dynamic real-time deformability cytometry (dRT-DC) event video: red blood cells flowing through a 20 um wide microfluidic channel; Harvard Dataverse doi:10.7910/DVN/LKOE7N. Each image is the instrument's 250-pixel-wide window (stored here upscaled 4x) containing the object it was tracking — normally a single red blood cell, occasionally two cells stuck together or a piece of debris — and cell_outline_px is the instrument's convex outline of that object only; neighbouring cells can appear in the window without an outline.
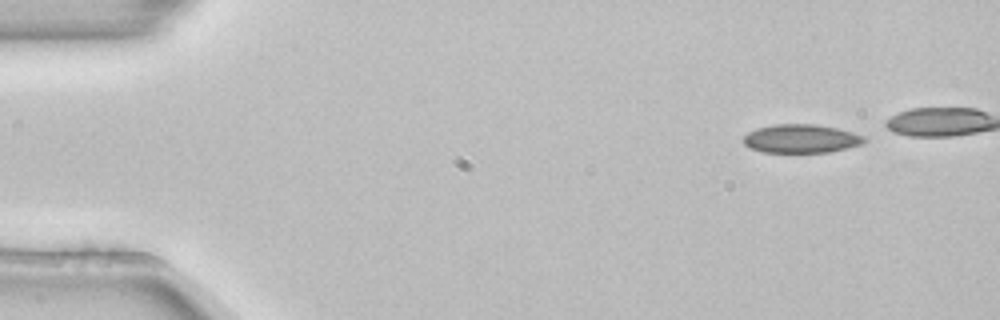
{"species": "common noctule bat (a hibernating species)", "species_latin": "Nyctalus noctula", "temperature_condition": "room temperature", "stored_images_in_passage": 5, "camera_frame_rate_fps": 3000, "um_per_image_px": 0.085, "animal": {"sex": "female", "body_mass_g": 22.7, "forearm_length_mm": 54.2}, "frame": {"image": 1, "passage_image": 1, "time_ms": 0.0, "image_size_px": [1000, 320], "cell_outline_px": [[868, 140], [860, 144], [828, 152], [764, 152], [752, 148], [744, 144], [744, 136], [748, 132], [756, 128], [772, 124], [816, 124], [836, 128], [852, 132], [864, 136]], "centroid_in_image_um": [68.08, 11.77], "position_along_channel_um": 16.9, "area_um2": 19.94}}